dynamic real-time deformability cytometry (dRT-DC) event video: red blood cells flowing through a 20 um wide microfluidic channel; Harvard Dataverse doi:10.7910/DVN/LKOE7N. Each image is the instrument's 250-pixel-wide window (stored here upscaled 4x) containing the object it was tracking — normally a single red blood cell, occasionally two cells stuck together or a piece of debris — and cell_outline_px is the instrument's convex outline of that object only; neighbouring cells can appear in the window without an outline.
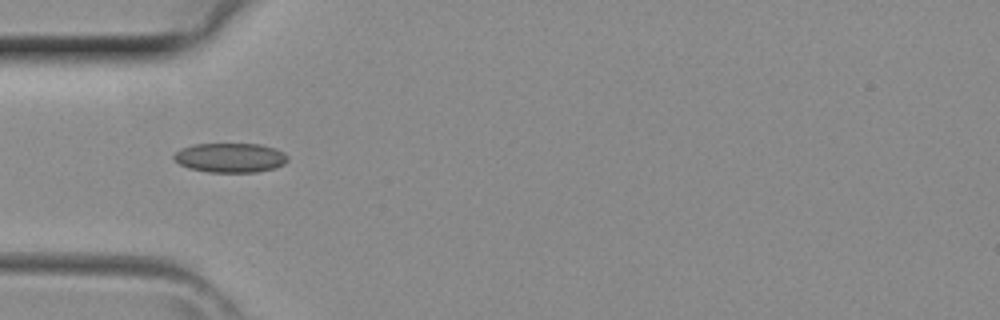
{"species": "common noctule bat (a hibernating species)", "species_latin": "Nyctalus noctula", "temperature_condition": "room temperature", "stored_images_in_passage": 31, "camera_frame_rate_fps": 3000, "um_per_image_px": 0.085, "animal": {"sex": "female", "body_mass_g": 29.2, "forearm_length_mm": 56.3}, "frame": {"image": 1, "passage_image": 3, "time_ms": 0.667, "image_size_px": [1000, 320], "cell_outline_px": [[288, 160], [284, 164], [276, 168], [256, 172], [208, 172], [188, 168], [180, 164], [172, 156], [180, 148], [196, 144], [260, 144], [276, 148], [284, 152], [288, 156]], "centroid_in_image_um": [19.6, 13.4], "position_along_channel_um": 65.4, "area_um2": 19.65}}
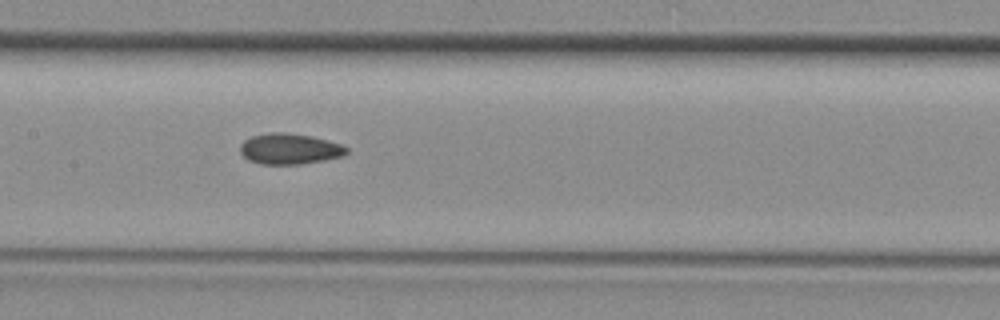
{"frame": {"image": 2, "passage_image": 10, "time_ms": 3.0, "image_size_px": [1000, 320], "cell_outline_px": [[348, 152], [344, 156], [324, 160], [300, 164], [260, 164], [248, 160], [240, 152], [240, 144], [244, 140], [252, 136], [272, 132], [280, 132], [312, 136], [340, 144], [348, 148]], "centroid_in_image_um": [24.61, 12.66], "position_along_channel_um": 182.8, "area_um2": 19.02}}
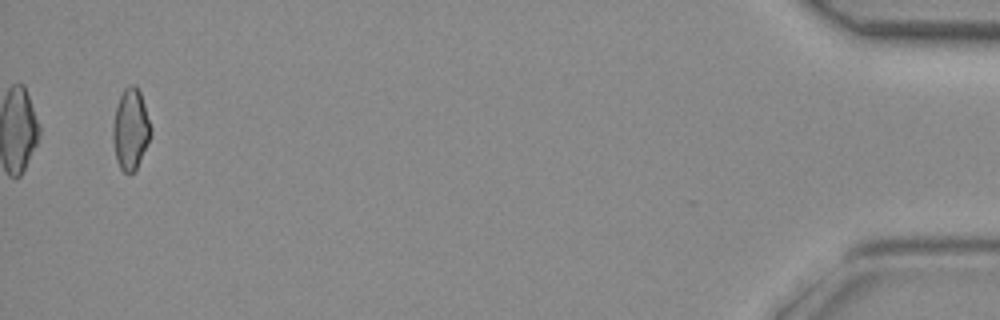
{"frame": {"image": 3, "passage_image": 30, "time_ms": 9.667, "image_size_px": [1000, 320], "cell_outline_px": [[152, 132], [136, 168], [132, 172], [124, 172], [120, 168], [116, 160], [112, 140], [112, 124], [116, 104], [124, 88], [132, 84], [136, 84], [140, 92], [152, 128]], "centroid_in_image_um": [11.07, 10.94], "position_along_channel_um": 424.1, "area_um2": 17.86}}